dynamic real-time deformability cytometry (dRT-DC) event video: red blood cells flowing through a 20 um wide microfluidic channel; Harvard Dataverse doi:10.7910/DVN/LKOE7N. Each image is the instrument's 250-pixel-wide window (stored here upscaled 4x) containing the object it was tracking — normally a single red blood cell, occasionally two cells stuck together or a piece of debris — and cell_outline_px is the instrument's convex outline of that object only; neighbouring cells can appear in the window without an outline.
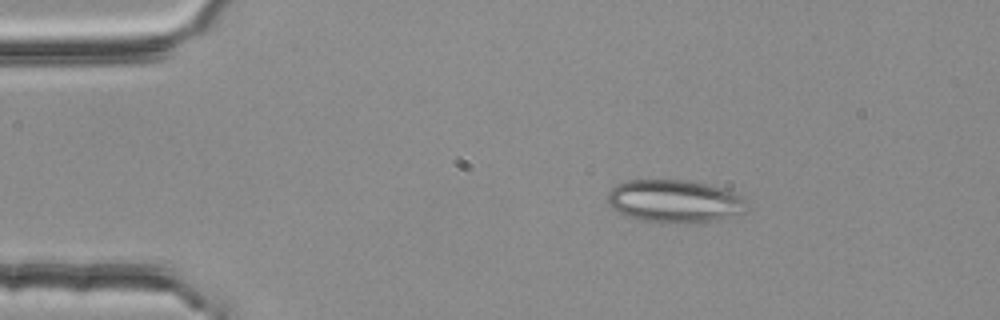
{"species": "common noctule bat (a hibernating species)", "species_latin": "Nyctalus noctula", "temperature_condition": "room temperature", "stored_images_in_passage": 3, "camera_frame_rate_fps": 3000, "um_per_image_px": 0.085, "animal": {"sex": "female", "body_mass_g": 25.1}, "frame": {"image": 1, "passage_image": 1, "time_ms": 0.0, "image_size_px": [1000, 320], "cell_outline_px": [[748, 212], [720, 220], [704, 224], [684, 224], [644, 220], [624, 216], [612, 208], [608, 204], [608, 192], [616, 184], [628, 180], [684, 180], [712, 184], [736, 192], [744, 196]], "centroid_in_image_um": [57.42, 17.12], "position_along_channel_um": 27.6, "area_um2": 35.72}}
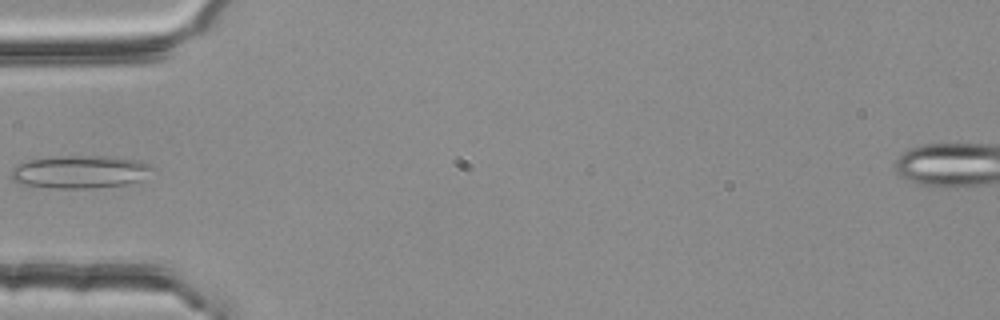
{"frame": {"image": 2, "passage_image": 3, "time_ms": 0.667, "image_size_px": [1000, 320], "cell_outline_px": [[156, 168], [140, 180], [124, 184], [88, 188], [52, 188], [24, 184], [12, 180], [12, 168], [16, 164], [28, 160], [52, 156], [112, 156], [140, 160], [152, 164]], "centroid_in_image_um": [6.82, 14.58], "position_along_channel_um": 78.2, "area_um2": 27.17}}